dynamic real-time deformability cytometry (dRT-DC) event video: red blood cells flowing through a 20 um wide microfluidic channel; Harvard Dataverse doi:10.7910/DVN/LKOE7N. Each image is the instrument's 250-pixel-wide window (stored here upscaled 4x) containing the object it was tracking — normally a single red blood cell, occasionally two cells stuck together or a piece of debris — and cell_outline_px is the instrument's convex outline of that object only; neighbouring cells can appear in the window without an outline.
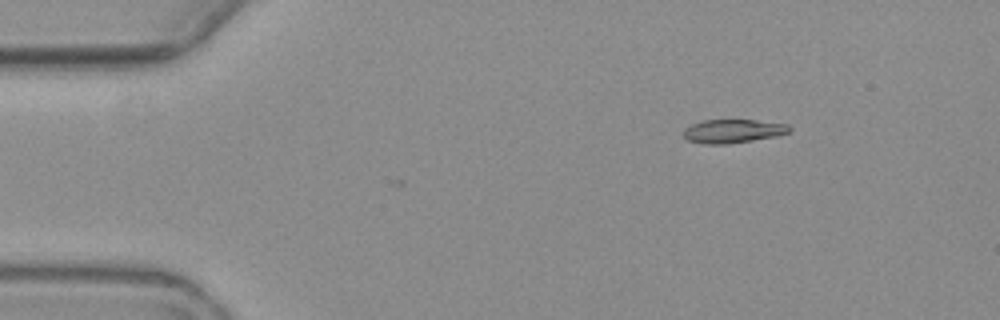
{"species": "common noctule bat (a hibernating species)", "species_latin": "Nyctalus noctula", "temperature_condition": "warm", "stored_images_in_passage": 3, "camera_frame_rate_fps": 3000, "um_per_image_px": 0.085, "animal": {"sex": "female", "body_mass_g": 19.3, "forearm_length_mm": 54.1}, "frame": {"image": 1, "passage_image": 1, "time_ms": 0.0, "image_size_px": [1000, 320], "cell_outline_px": [[792, 128], [788, 132], [776, 136], [728, 144], [704, 144], [688, 140], [684, 136], [684, 128], [692, 124], [704, 120], [756, 120], [788, 124]], "centroid_in_image_um": [62.3, 11.14], "position_along_channel_um": 22.7, "area_um2": 14.51}}